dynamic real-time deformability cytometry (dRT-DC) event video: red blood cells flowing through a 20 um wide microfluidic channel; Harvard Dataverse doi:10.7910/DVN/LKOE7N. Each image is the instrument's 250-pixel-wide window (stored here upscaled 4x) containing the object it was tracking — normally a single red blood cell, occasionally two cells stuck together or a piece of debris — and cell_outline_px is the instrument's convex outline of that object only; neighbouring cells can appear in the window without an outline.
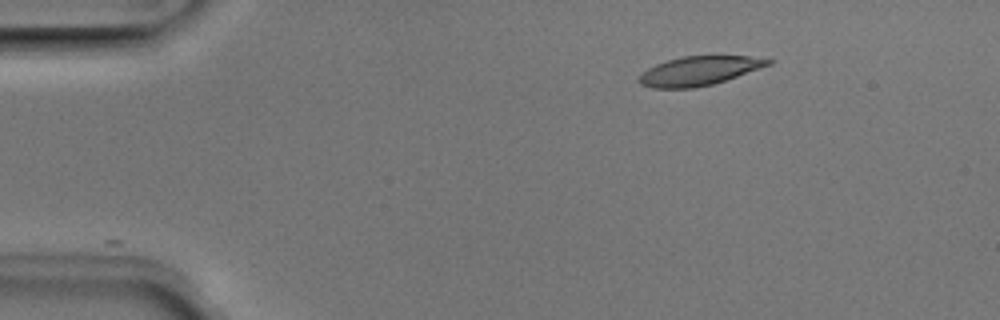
{"species": "Egyptian fruit bat (a non-hibernating species)", "species_latin": "Rousettus aegyptiacus", "temperature_condition": "room temperature", "stored_images_in_passage": 2, "camera_frame_rate_fps": 3000, "um_per_image_px": 0.085, "animal": {"sex": "male"}, "frame": {"image": 1, "passage_image": 1, "time_ms": 0.0, "image_size_px": [1000, 320], "cell_outline_px": [[776, 60], [772, 64], [712, 84], [696, 88], [652, 88], [640, 84], [636, 80], [648, 68], [656, 64], [668, 60], [684, 56], [712, 52], [748, 56]], "centroid_in_image_um": [59.47, 5.97], "position_along_channel_um": 25.5, "area_um2": 22.6}}